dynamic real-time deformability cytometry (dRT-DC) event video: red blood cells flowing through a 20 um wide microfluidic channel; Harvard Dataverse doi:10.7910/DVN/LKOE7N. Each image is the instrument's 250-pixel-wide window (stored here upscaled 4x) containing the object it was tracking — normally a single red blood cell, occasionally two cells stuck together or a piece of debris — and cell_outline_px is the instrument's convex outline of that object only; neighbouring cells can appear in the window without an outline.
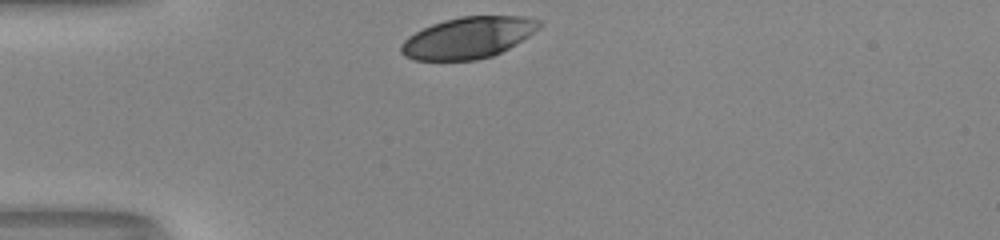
{"species": "human", "species_latin": "Homo sapiens", "temperature_condition": "room temperature", "stored_images_in_passage": 29, "camera_frame_rate_fps": 3000, "um_per_image_px": 0.085, "donor": {"sex": "male"}, "frame": {"image": 1, "passage_image": 1, "time_ms": 0.0, "image_size_px": [1000, 240], "cell_outline_px": [[540, 24], [528, 36], [508, 48], [492, 56], [476, 60], [412, 60], [404, 56], [400, 52], [400, 44], [408, 36], [432, 24], [444, 20], [460, 16], [524, 16], [540, 20]], "centroid_in_image_um": [39.73, 3.21], "position_along_channel_um": 45.3, "area_um2": 33.06}}
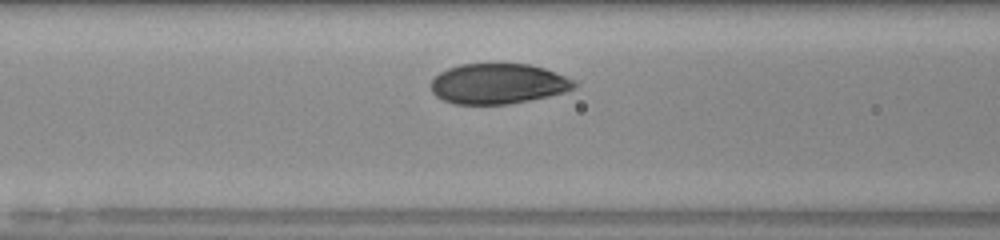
{"frame": {"image": 2, "passage_image": 9, "time_ms": 2.667, "image_size_px": [1000, 240], "cell_outline_px": [[576, 88], [564, 92], [548, 96], [508, 104], [456, 104], [444, 100], [436, 96], [432, 92], [432, 80], [440, 72], [448, 68], [460, 64], [528, 64], [544, 68], [576, 80]], "centroid_in_image_um": [42.35, 7.11], "position_along_channel_um": 124.2, "area_um2": 33.52}}
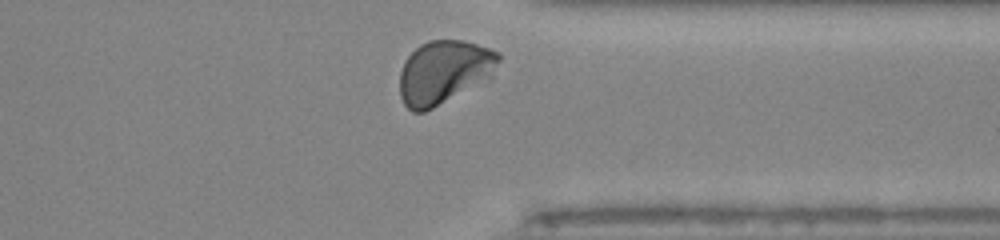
{"frame": {"image": 3, "passage_image": 28, "time_ms": 9.0, "image_size_px": [1000, 240], "cell_outline_px": [[500, 60], [492, 80], [424, 112], [412, 112], [404, 104], [400, 96], [400, 72], [404, 60], [420, 44], [428, 40], [464, 40], [500, 52]], "centroid_in_image_um": [37.79, 6.14], "position_along_channel_um": 373.6, "area_um2": 37.34}, "authors_computed_cell_mechanics": {"area_um2": 35.0268, "velocity_mm_per_s": 3.9695, "shape_relaxation_time_tau1_ms": 2.3845, "shape_relaxation_time_tau2_ms": null, "deformation_change_tau1": 0.1242, "deformation_change_tau2": null}}